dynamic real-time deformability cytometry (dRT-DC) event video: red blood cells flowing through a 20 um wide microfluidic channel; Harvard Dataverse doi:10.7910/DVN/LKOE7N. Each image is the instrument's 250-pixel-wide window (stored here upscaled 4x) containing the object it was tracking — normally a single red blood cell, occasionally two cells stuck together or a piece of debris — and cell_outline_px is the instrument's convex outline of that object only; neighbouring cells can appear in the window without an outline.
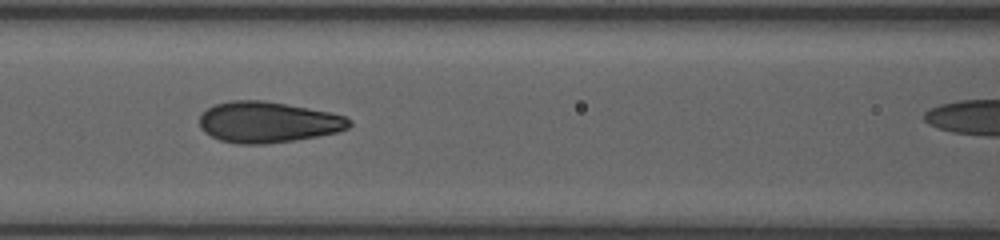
{"species": "human", "species_latin": "Homo sapiens", "temperature_condition": "room temperature", "stored_images_in_passage": 21, "camera_frame_rate_fps": 3000, "um_per_image_px": 0.085, "donor": {"sex": "female"}, "frame": {"image": 1, "passage_image": 13, "time_ms": 8.667, "image_size_px": [1000, 240], "cell_outline_px": [[352, 124], [348, 128], [336, 132], [316, 136], [292, 140], [264, 144], [240, 144], [220, 140], [204, 132], [200, 128], [200, 116], [208, 108], [216, 104], [232, 100], [264, 100], [328, 112], [344, 116], [352, 120]], "centroid_in_image_um": [22.76, 10.38], "position_along_channel_um": 143.8, "area_um2": 35.37}}
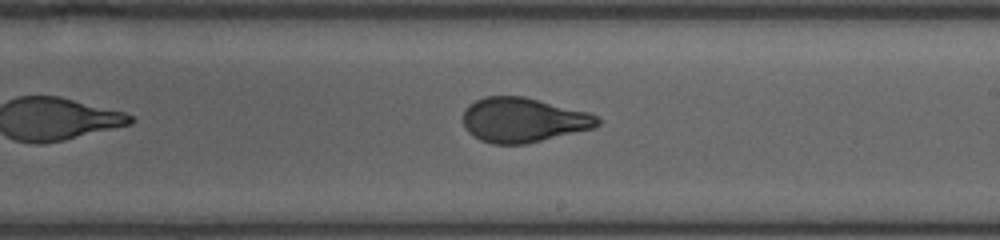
{"frame": {"image": 2, "passage_image": 18, "time_ms": 11.333, "image_size_px": [1000, 240], "cell_outline_px": [[600, 124], [596, 128], [524, 144], [492, 144], [480, 140], [468, 132], [464, 124], [464, 108], [468, 104], [484, 96], [524, 96], [588, 112], [596, 116], [600, 120]], "centroid_in_image_um": [44.47, 10.19], "position_along_channel_um": 244.5, "area_um2": 35.03}}
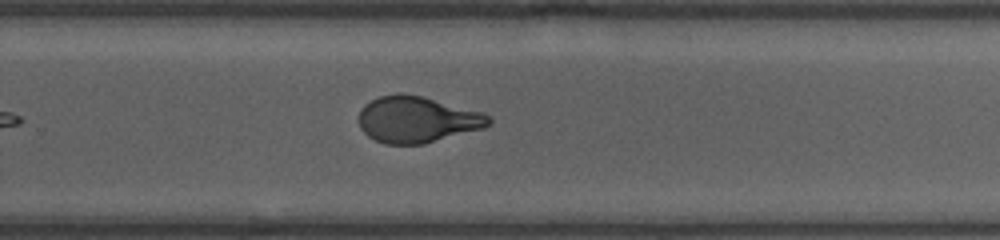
{"frame": {"image": 3, "passage_image": 20, "time_ms": 12.667, "image_size_px": [1000, 240], "cell_outline_px": [[492, 124], [484, 128], [424, 144], [384, 144], [368, 136], [360, 128], [360, 108], [364, 104], [380, 96], [396, 92], [400, 92], [424, 96], [484, 112], [492, 120]], "centroid_in_image_um": [35.48, 10.14], "position_along_channel_um": 294.3, "area_um2": 35.43}}